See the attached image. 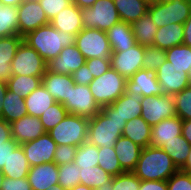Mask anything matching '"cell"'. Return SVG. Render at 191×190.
<instances>
[{
    "mask_svg": "<svg viewBox=\"0 0 191 190\" xmlns=\"http://www.w3.org/2000/svg\"><path fill=\"white\" fill-rule=\"evenodd\" d=\"M18 146L19 144L13 138L4 142V145H0V169H2L5 162H7L10 152L14 151Z\"/></svg>",
    "mask_w": 191,
    "mask_h": 190,
    "instance_id": "obj_52",
    "label": "cell"
},
{
    "mask_svg": "<svg viewBox=\"0 0 191 190\" xmlns=\"http://www.w3.org/2000/svg\"><path fill=\"white\" fill-rule=\"evenodd\" d=\"M12 138L20 145L46 133L39 117L26 115L10 123Z\"/></svg>",
    "mask_w": 191,
    "mask_h": 190,
    "instance_id": "obj_19",
    "label": "cell"
},
{
    "mask_svg": "<svg viewBox=\"0 0 191 190\" xmlns=\"http://www.w3.org/2000/svg\"><path fill=\"white\" fill-rule=\"evenodd\" d=\"M168 190H191V174L178 170L167 180Z\"/></svg>",
    "mask_w": 191,
    "mask_h": 190,
    "instance_id": "obj_46",
    "label": "cell"
},
{
    "mask_svg": "<svg viewBox=\"0 0 191 190\" xmlns=\"http://www.w3.org/2000/svg\"><path fill=\"white\" fill-rule=\"evenodd\" d=\"M131 26L138 44L145 47L152 46L154 44V38L158 27L153 22L148 12L138 20L134 21Z\"/></svg>",
    "mask_w": 191,
    "mask_h": 190,
    "instance_id": "obj_32",
    "label": "cell"
},
{
    "mask_svg": "<svg viewBox=\"0 0 191 190\" xmlns=\"http://www.w3.org/2000/svg\"><path fill=\"white\" fill-rule=\"evenodd\" d=\"M86 62L85 57L75 44L64 47L54 59L47 62V71L55 74L72 75Z\"/></svg>",
    "mask_w": 191,
    "mask_h": 190,
    "instance_id": "obj_16",
    "label": "cell"
},
{
    "mask_svg": "<svg viewBox=\"0 0 191 190\" xmlns=\"http://www.w3.org/2000/svg\"><path fill=\"white\" fill-rule=\"evenodd\" d=\"M47 190H66V189L63 188L60 184H56V185L49 187Z\"/></svg>",
    "mask_w": 191,
    "mask_h": 190,
    "instance_id": "obj_63",
    "label": "cell"
},
{
    "mask_svg": "<svg viewBox=\"0 0 191 190\" xmlns=\"http://www.w3.org/2000/svg\"><path fill=\"white\" fill-rule=\"evenodd\" d=\"M30 167L43 163L54 162L57 143L46 132L35 140L20 144Z\"/></svg>",
    "mask_w": 191,
    "mask_h": 190,
    "instance_id": "obj_14",
    "label": "cell"
},
{
    "mask_svg": "<svg viewBox=\"0 0 191 190\" xmlns=\"http://www.w3.org/2000/svg\"><path fill=\"white\" fill-rule=\"evenodd\" d=\"M183 120L178 116L164 119L152 126L151 143L152 147H161L164 143L177 139L182 135Z\"/></svg>",
    "mask_w": 191,
    "mask_h": 190,
    "instance_id": "obj_21",
    "label": "cell"
},
{
    "mask_svg": "<svg viewBox=\"0 0 191 190\" xmlns=\"http://www.w3.org/2000/svg\"><path fill=\"white\" fill-rule=\"evenodd\" d=\"M160 148L168 153L177 168L181 169L186 164L191 145L182 135H179L177 139L164 143Z\"/></svg>",
    "mask_w": 191,
    "mask_h": 190,
    "instance_id": "obj_34",
    "label": "cell"
},
{
    "mask_svg": "<svg viewBox=\"0 0 191 190\" xmlns=\"http://www.w3.org/2000/svg\"><path fill=\"white\" fill-rule=\"evenodd\" d=\"M125 92H134L143 97L160 96L163 94L161 85L157 81L156 73L145 69L138 70L127 79Z\"/></svg>",
    "mask_w": 191,
    "mask_h": 190,
    "instance_id": "obj_18",
    "label": "cell"
},
{
    "mask_svg": "<svg viewBox=\"0 0 191 190\" xmlns=\"http://www.w3.org/2000/svg\"><path fill=\"white\" fill-rule=\"evenodd\" d=\"M85 64L93 74L94 78H97L108 71V69L111 67V60L96 57L87 59Z\"/></svg>",
    "mask_w": 191,
    "mask_h": 190,
    "instance_id": "obj_49",
    "label": "cell"
},
{
    "mask_svg": "<svg viewBox=\"0 0 191 190\" xmlns=\"http://www.w3.org/2000/svg\"><path fill=\"white\" fill-rule=\"evenodd\" d=\"M30 166L22 147L19 145L5 162L2 171L4 176L12 179L27 178Z\"/></svg>",
    "mask_w": 191,
    "mask_h": 190,
    "instance_id": "obj_30",
    "label": "cell"
},
{
    "mask_svg": "<svg viewBox=\"0 0 191 190\" xmlns=\"http://www.w3.org/2000/svg\"><path fill=\"white\" fill-rule=\"evenodd\" d=\"M166 60H168L171 65L184 69L188 74L191 67V47L181 44L171 47L165 50Z\"/></svg>",
    "mask_w": 191,
    "mask_h": 190,
    "instance_id": "obj_39",
    "label": "cell"
},
{
    "mask_svg": "<svg viewBox=\"0 0 191 190\" xmlns=\"http://www.w3.org/2000/svg\"><path fill=\"white\" fill-rule=\"evenodd\" d=\"M75 45L85 59H110L112 51L106 31L95 28H83L75 39Z\"/></svg>",
    "mask_w": 191,
    "mask_h": 190,
    "instance_id": "obj_7",
    "label": "cell"
},
{
    "mask_svg": "<svg viewBox=\"0 0 191 190\" xmlns=\"http://www.w3.org/2000/svg\"><path fill=\"white\" fill-rule=\"evenodd\" d=\"M4 178H5L4 173L2 169H0V190H1V186H2Z\"/></svg>",
    "mask_w": 191,
    "mask_h": 190,
    "instance_id": "obj_64",
    "label": "cell"
},
{
    "mask_svg": "<svg viewBox=\"0 0 191 190\" xmlns=\"http://www.w3.org/2000/svg\"><path fill=\"white\" fill-rule=\"evenodd\" d=\"M142 1L146 2L148 5L156 3V0H142Z\"/></svg>",
    "mask_w": 191,
    "mask_h": 190,
    "instance_id": "obj_65",
    "label": "cell"
},
{
    "mask_svg": "<svg viewBox=\"0 0 191 190\" xmlns=\"http://www.w3.org/2000/svg\"><path fill=\"white\" fill-rule=\"evenodd\" d=\"M19 35L17 7L0 4V37Z\"/></svg>",
    "mask_w": 191,
    "mask_h": 190,
    "instance_id": "obj_36",
    "label": "cell"
},
{
    "mask_svg": "<svg viewBox=\"0 0 191 190\" xmlns=\"http://www.w3.org/2000/svg\"><path fill=\"white\" fill-rule=\"evenodd\" d=\"M117 158L122 169L132 172L138 162L142 147L135 144L131 139L121 135L114 145Z\"/></svg>",
    "mask_w": 191,
    "mask_h": 190,
    "instance_id": "obj_26",
    "label": "cell"
},
{
    "mask_svg": "<svg viewBox=\"0 0 191 190\" xmlns=\"http://www.w3.org/2000/svg\"><path fill=\"white\" fill-rule=\"evenodd\" d=\"M121 21L132 24L148 12L149 5L142 0H113Z\"/></svg>",
    "mask_w": 191,
    "mask_h": 190,
    "instance_id": "obj_33",
    "label": "cell"
},
{
    "mask_svg": "<svg viewBox=\"0 0 191 190\" xmlns=\"http://www.w3.org/2000/svg\"><path fill=\"white\" fill-rule=\"evenodd\" d=\"M88 127V118L67 114L61 122L48 131V134L57 145L78 147L87 141Z\"/></svg>",
    "mask_w": 191,
    "mask_h": 190,
    "instance_id": "obj_5",
    "label": "cell"
},
{
    "mask_svg": "<svg viewBox=\"0 0 191 190\" xmlns=\"http://www.w3.org/2000/svg\"><path fill=\"white\" fill-rule=\"evenodd\" d=\"M70 190H95V189H93V188H91V187H88V186H86V185H83V184H77V185H75L72 189H70Z\"/></svg>",
    "mask_w": 191,
    "mask_h": 190,
    "instance_id": "obj_62",
    "label": "cell"
},
{
    "mask_svg": "<svg viewBox=\"0 0 191 190\" xmlns=\"http://www.w3.org/2000/svg\"><path fill=\"white\" fill-rule=\"evenodd\" d=\"M50 24L57 30L78 34L84 27L81 9L75 4H70L50 20Z\"/></svg>",
    "mask_w": 191,
    "mask_h": 190,
    "instance_id": "obj_22",
    "label": "cell"
},
{
    "mask_svg": "<svg viewBox=\"0 0 191 190\" xmlns=\"http://www.w3.org/2000/svg\"><path fill=\"white\" fill-rule=\"evenodd\" d=\"M12 139L10 123L0 118V145Z\"/></svg>",
    "mask_w": 191,
    "mask_h": 190,
    "instance_id": "obj_54",
    "label": "cell"
},
{
    "mask_svg": "<svg viewBox=\"0 0 191 190\" xmlns=\"http://www.w3.org/2000/svg\"><path fill=\"white\" fill-rule=\"evenodd\" d=\"M80 9L91 7L97 0H71Z\"/></svg>",
    "mask_w": 191,
    "mask_h": 190,
    "instance_id": "obj_57",
    "label": "cell"
},
{
    "mask_svg": "<svg viewBox=\"0 0 191 190\" xmlns=\"http://www.w3.org/2000/svg\"><path fill=\"white\" fill-rule=\"evenodd\" d=\"M180 170L191 174V149L188 153V159L186 161V164Z\"/></svg>",
    "mask_w": 191,
    "mask_h": 190,
    "instance_id": "obj_59",
    "label": "cell"
},
{
    "mask_svg": "<svg viewBox=\"0 0 191 190\" xmlns=\"http://www.w3.org/2000/svg\"><path fill=\"white\" fill-rule=\"evenodd\" d=\"M41 84H42V77L13 75L7 81V88L13 93L19 95L21 98L25 99Z\"/></svg>",
    "mask_w": 191,
    "mask_h": 190,
    "instance_id": "obj_35",
    "label": "cell"
},
{
    "mask_svg": "<svg viewBox=\"0 0 191 190\" xmlns=\"http://www.w3.org/2000/svg\"><path fill=\"white\" fill-rule=\"evenodd\" d=\"M184 26V39L183 44L191 47V15L183 24Z\"/></svg>",
    "mask_w": 191,
    "mask_h": 190,
    "instance_id": "obj_55",
    "label": "cell"
},
{
    "mask_svg": "<svg viewBox=\"0 0 191 190\" xmlns=\"http://www.w3.org/2000/svg\"><path fill=\"white\" fill-rule=\"evenodd\" d=\"M166 61L165 50L156 46H146L143 56V69L156 72L157 69Z\"/></svg>",
    "mask_w": 191,
    "mask_h": 190,
    "instance_id": "obj_43",
    "label": "cell"
},
{
    "mask_svg": "<svg viewBox=\"0 0 191 190\" xmlns=\"http://www.w3.org/2000/svg\"><path fill=\"white\" fill-rule=\"evenodd\" d=\"M183 24L171 23L166 26L159 27L154 38L153 46L162 50L170 49L173 46L183 44L184 39Z\"/></svg>",
    "mask_w": 191,
    "mask_h": 190,
    "instance_id": "obj_28",
    "label": "cell"
},
{
    "mask_svg": "<svg viewBox=\"0 0 191 190\" xmlns=\"http://www.w3.org/2000/svg\"><path fill=\"white\" fill-rule=\"evenodd\" d=\"M176 116L180 119H191V85L174 94Z\"/></svg>",
    "mask_w": 191,
    "mask_h": 190,
    "instance_id": "obj_44",
    "label": "cell"
},
{
    "mask_svg": "<svg viewBox=\"0 0 191 190\" xmlns=\"http://www.w3.org/2000/svg\"><path fill=\"white\" fill-rule=\"evenodd\" d=\"M142 97L134 92H125L111 105L103 106L101 111L105 115H118L127 122L141 117Z\"/></svg>",
    "mask_w": 191,
    "mask_h": 190,
    "instance_id": "obj_17",
    "label": "cell"
},
{
    "mask_svg": "<svg viewBox=\"0 0 191 190\" xmlns=\"http://www.w3.org/2000/svg\"><path fill=\"white\" fill-rule=\"evenodd\" d=\"M63 106L68 114L79 115L88 119L93 118L101 108L95 102L88 85L73 84L70 87L68 98Z\"/></svg>",
    "mask_w": 191,
    "mask_h": 190,
    "instance_id": "obj_10",
    "label": "cell"
},
{
    "mask_svg": "<svg viewBox=\"0 0 191 190\" xmlns=\"http://www.w3.org/2000/svg\"><path fill=\"white\" fill-rule=\"evenodd\" d=\"M38 2L40 3V6L44 10L49 21L56 16L58 12L72 3L71 0H38Z\"/></svg>",
    "mask_w": 191,
    "mask_h": 190,
    "instance_id": "obj_47",
    "label": "cell"
},
{
    "mask_svg": "<svg viewBox=\"0 0 191 190\" xmlns=\"http://www.w3.org/2000/svg\"><path fill=\"white\" fill-rule=\"evenodd\" d=\"M72 78L75 84L89 85L94 79L93 74L90 72L86 64L80 66L74 73H72Z\"/></svg>",
    "mask_w": 191,
    "mask_h": 190,
    "instance_id": "obj_51",
    "label": "cell"
},
{
    "mask_svg": "<svg viewBox=\"0 0 191 190\" xmlns=\"http://www.w3.org/2000/svg\"><path fill=\"white\" fill-rule=\"evenodd\" d=\"M74 162L80 168L98 166V147L88 141L77 147Z\"/></svg>",
    "mask_w": 191,
    "mask_h": 190,
    "instance_id": "obj_40",
    "label": "cell"
},
{
    "mask_svg": "<svg viewBox=\"0 0 191 190\" xmlns=\"http://www.w3.org/2000/svg\"><path fill=\"white\" fill-rule=\"evenodd\" d=\"M24 100L28 115L35 117H40L51 105L56 103V100L42 84Z\"/></svg>",
    "mask_w": 191,
    "mask_h": 190,
    "instance_id": "obj_29",
    "label": "cell"
},
{
    "mask_svg": "<svg viewBox=\"0 0 191 190\" xmlns=\"http://www.w3.org/2000/svg\"><path fill=\"white\" fill-rule=\"evenodd\" d=\"M58 184L66 190L80 184V167L75 162L58 166Z\"/></svg>",
    "mask_w": 191,
    "mask_h": 190,
    "instance_id": "obj_41",
    "label": "cell"
},
{
    "mask_svg": "<svg viewBox=\"0 0 191 190\" xmlns=\"http://www.w3.org/2000/svg\"><path fill=\"white\" fill-rule=\"evenodd\" d=\"M174 116H176L174 95L162 94L160 96L142 97L141 117L150 126Z\"/></svg>",
    "mask_w": 191,
    "mask_h": 190,
    "instance_id": "obj_11",
    "label": "cell"
},
{
    "mask_svg": "<svg viewBox=\"0 0 191 190\" xmlns=\"http://www.w3.org/2000/svg\"><path fill=\"white\" fill-rule=\"evenodd\" d=\"M188 79H189V81L191 83V67H190L189 72H188Z\"/></svg>",
    "mask_w": 191,
    "mask_h": 190,
    "instance_id": "obj_67",
    "label": "cell"
},
{
    "mask_svg": "<svg viewBox=\"0 0 191 190\" xmlns=\"http://www.w3.org/2000/svg\"><path fill=\"white\" fill-rule=\"evenodd\" d=\"M84 28L109 30L120 17L113 0H97L91 7L81 9Z\"/></svg>",
    "mask_w": 191,
    "mask_h": 190,
    "instance_id": "obj_6",
    "label": "cell"
},
{
    "mask_svg": "<svg viewBox=\"0 0 191 190\" xmlns=\"http://www.w3.org/2000/svg\"><path fill=\"white\" fill-rule=\"evenodd\" d=\"M73 84L72 75L55 74L46 70L42 77V85L53 96L56 102L62 105L66 98H68L70 87Z\"/></svg>",
    "mask_w": 191,
    "mask_h": 190,
    "instance_id": "obj_24",
    "label": "cell"
},
{
    "mask_svg": "<svg viewBox=\"0 0 191 190\" xmlns=\"http://www.w3.org/2000/svg\"><path fill=\"white\" fill-rule=\"evenodd\" d=\"M111 51H126L137 42L130 23L120 21L106 31Z\"/></svg>",
    "mask_w": 191,
    "mask_h": 190,
    "instance_id": "obj_25",
    "label": "cell"
},
{
    "mask_svg": "<svg viewBox=\"0 0 191 190\" xmlns=\"http://www.w3.org/2000/svg\"><path fill=\"white\" fill-rule=\"evenodd\" d=\"M179 169L169 154L160 147L142 148L135 169L132 171L141 181H167Z\"/></svg>",
    "mask_w": 191,
    "mask_h": 190,
    "instance_id": "obj_2",
    "label": "cell"
},
{
    "mask_svg": "<svg viewBox=\"0 0 191 190\" xmlns=\"http://www.w3.org/2000/svg\"><path fill=\"white\" fill-rule=\"evenodd\" d=\"M76 34L55 29L51 24L41 26L23 36V41L35 49L47 63L54 59L64 47L75 44Z\"/></svg>",
    "mask_w": 191,
    "mask_h": 190,
    "instance_id": "obj_1",
    "label": "cell"
},
{
    "mask_svg": "<svg viewBox=\"0 0 191 190\" xmlns=\"http://www.w3.org/2000/svg\"><path fill=\"white\" fill-rule=\"evenodd\" d=\"M139 190H168L167 181L146 180L141 181Z\"/></svg>",
    "mask_w": 191,
    "mask_h": 190,
    "instance_id": "obj_53",
    "label": "cell"
},
{
    "mask_svg": "<svg viewBox=\"0 0 191 190\" xmlns=\"http://www.w3.org/2000/svg\"><path fill=\"white\" fill-rule=\"evenodd\" d=\"M22 42L23 37L19 35L0 37V81L7 83L13 76L11 62Z\"/></svg>",
    "mask_w": 191,
    "mask_h": 190,
    "instance_id": "obj_23",
    "label": "cell"
},
{
    "mask_svg": "<svg viewBox=\"0 0 191 190\" xmlns=\"http://www.w3.org/2000/svg\"><path fill=\"white\" fill-rule=\"evenodd\" d=\"M141 180L133 172H123L113 177L112 190H139Z\"/></svg>",
    "mask_w": 191,
    "mask_h": 190,
    "instance_id": "obj_45",
    "label": "cell"
},
{
    "mask_svg": "<svg viewBox=\"0 0 191 190\" xmlns=\"http://www.w3.org/2000/svg\"><path fill=\"white\" fill-rule=\"evenodd\" d=\"M77 147L70 145H57L54 152V162L59 165H64L74 162Z\"/></svg>",
    "mask_w": 191,
    "mask_h": 190,
    "instance_id": "obj_48",
    "label": "cell"
},
{
    "mask_svg": "<svg viewBox=\"0 0 191 190\" xmlns=\"http://www.w3.org/2000/svg\"><path fill=\"white\" fill-rule=\"evenodd\" d=\"M68 114L66 108L56 102L51 105L46 112H44L39 118L46 132L54 128L64 117Z\"/></svg>",
    "mask_w": 191,
    "mask_h": 190,
    "instance_id": "obj_42",
    "label": "cell"
},
{
    "mask_svg": "<svg viewBox=\"0 0 191 190\" xmlns=\"http://www.w3.org/2000/svg\"><path fill=\"white\" fill-rule=\"evenodd\" d=\"M23 1L24 0H0V4L18 7Z\"/></svg>",
    "mask_w": 191,
    "mask_h": 190,
    "instance_id": "obj_60",
    "label": "cell"
},
{
    "mask_svg": "<svg viewBox=\"0 0 191 190\" xmlns=\"http://www.w3.org/2000/svg\"><path fill=\"white\" fill-rule=\"evenodd\" d=\"M113 178L100 166L80 168V184L86 185L93 189L100 187Z\"/></svg>",
    "mask_w": 191,
    "mask_h": 190,
    "instance_id": "obj_37",
    "label": "cell"
},
{
    "mask_svg": "<svg viewBox=\"0 0 191 190\" xmlns=\"http://www.w3.org/2000/svg\"><path fill=\"white\" fill-rule=\"evenodd\" d=\"M98 166L113 177L125 172L119 163L114 146L98 148Z\"/></svg>",
    "mask_w": 191,
    "mask_h": 190,
    "instance_id": "obj_38",
    "label": "cell"
},
{
    "mask_svg": "<svg viewBox=\"0 0 191 190\" xmlns=\"http://www.w3.org/2000/svg\"><path fill=\"white\" fill-rule=\"evenodd\" d=\"M145 46L136 43L126 51H112L111 67L121 76L129 79L138 70L143 69V56Z\"/></svg>",
    "mask_w": 191,
    "mask_h": 190,
    "instance_id": "obj_12",
    "label": "cell"
},
{
    "mask_svg": "<svg viewBox=\"0 0 191 190\" xmlns=\"http://www.w3.org/2000/svg\"><path fill=\"white\" fill-rule=\"evenodd\" d=\"M32 190H47L58 184V165L55 162L32 166L27 175Z\"/></svg>",
    "mask_w": 191,
    "mask_h": 190,
    "instance_id": "obj_20",
    "label": "cell"
},
{
    "mask_svg": "<svg viewBox=\"0 0 191 190\" xmlns=\"http://www.w3.org/2000/svg\"><path fill=\"white\" fill-rule=\"evenodd\" d=\"M46 64L39 53L23 41L11 62L12 75L43 77Z\"/></svg>",
    "mask_w": 191,
    "mask_h": 190,
    "instance_id": "obj_9",
    "label": "cell"
},
{
    "mask_svg": "<svg viewBox=\"0 0 191 190\" xmlns=\"http://www.w3.org/2000/svg\"><path fill=\"white\" fill-rule=\"evenodd\" d=\"M112 186H113V178L107 183L102 184L100 187L96 188L95 190H112Z\"/></svg>",
    "mask_w": 191,
    "mask_h": 190,
    "instance_id": "obj_61",
    "label": "cell"
},
{
    "mask_svg": "<svg viewBox=\"0 0 191 190\" xmlns=\"http://www.w3.org/2000/svg\"><path fill=\"white\" fill-rule=\"evenodd\" d=\"M173 0H156V3H169L172 2Z\"/></svg>",
    "mask_w": 191,
    "mask_h": 190,
    "instance_id": "obj_66",
    "label": "cell"
},
{
    "mask_svg": "<svg viewBox=\"0 0 191 190\" xmlns=\"http://www.w3.org/2000/svg\"><path fill=\"white\" fill-rule=\"evenodd\" d=\"M125 119L118 115H105L101 110L89 119L87 141L99 147H113L122 135Z\"/></svg>",
    "mask_w": 191,
    "mask_h": 190,
    "instance_id": "obj_3",
    "label": "cell"
},
{
    "mask_svg": "<svg viewBox=\"0 0 191 190\" xmlns=\"http://www.w3.org/2000/svg\"><path fill=\"white\" fill-rule=\"evenodd\" d=\"M1 190H32L27 178L12 179L5 177Z\"/></svg>",
    "mask_w": 191,
    "mask_h": 190,
    "instance_id": "obj_50",
    "label": "cell"
},
{
    "mask_svg": "<svg viewBox=\"0 0 191 190\" xmlns=\"http://www.w3.org/2000/svg\"><path fill=\"white\" fill-rule=\"evenodd\" d=\"M26 115H28V112L25 100L7 89L0 118L4 119L7 123H12Z\"/></svg>",
    "mask_w": 191,
    "mask_h": 190,
    "instance_id": "obj_31",
    "label": "cell"
},
{
    "mask_svg": "<svg viewBox=\"0 0 191 190\" xmlns=\"http://www.w3.org/2000/svg\"><path fill=\"white\" fill-rule=\"evenodd\" d=\"M163 94H176L191 85L184 69L177 68L166 60L155 72Z\"/></svg>",
    "mask_w": 191,
    "mask_h": 190,
    "instance_id": "obj_15",
    "label": "cell"
},
{
    "mask_svg": "<svg viewBox=\"0 0 191 190\" xmlns=\"http://www.w3.org/2000/svg\"><path fill=\"white\" fill-rule=\"evenodd\" d=\"M100 108L111 105L126 91L127 79L112 67L88 85Z\"/></svg>",
    "mask_w": 191,
    "mask_h": 190,
    "instance_id": "obj_4",
    "label": "cell"
},
{
    "mask_svg": "<svg viewBox=\"0 0 191 190\" xmlns=\"http://www.w3.org/2000/svg\"><path fill=\"white\" fill-rule=\"evenodd\" d=\"M7 89V83L0 81V116L2 114V105Z\"/></svg>",
    "mask_w": 191,
    "mask_h": 190,
    "instance_id": "obj_58",
    "label": "cell"
},
{
    "mask_svg": "<svg viewBox=\"0 0 191 190\" xmlns=\"http://www.w3.org/2000/svg\"><path fill=\"white\" fill-rule=\"evenodd\" d=\"M182 136L191 145V119L184 120L182 125Z\"/></svg>",
    "mask_w": 191,
    "mask_h": 190,
    "instance_id": "obj_56",
    "label": "cell"
},
{
    "mask_svg": "<svg viewBox=\"0 0 191 190\" xmlns=\"http://www.w3.org/2000/svg\"><path fill=\"white\" fill-rule=\"evenodd\" d=\"M148 13L158 28L171 23L184 24L191 15V4L187 0L154 3L149 5Z\"/></svg>",
    "mask_w": 191,
    "mask_h": 190,
    "instance_id": "obj_8",
    "label": "cell"
},
{
    "mask_svg": "<svg viewBox=\"0 0 191 190\" xmlns=\"http://www.w3.org/2000/svg\"><path fill=\"white\" fill-rule=\"evenodd\" d=\"M19 36L36 30L41 26L50 24L38 0H24L18 7Z\"/></svg>",
    "mask_w": 191,
    "mask_h": 190,
    "instance_id": "obj_13",
    "label": "cell"
},
{
    "mask_svg": "<svg viewBox=\"0 0 191 190\" xmlns=\"http://www.w3.org/2000/svg\"><path fill=\"white\" fill-rule=\"evenodd\" d=\"M152 126L142 117H137L126 122L122 135L131 139L142 148L150 146Z\"/></svg>",
    "mask_w": 191,
    "mask_h": 190,
    "instance_id": "obj_27",
    "label": "cell"
}]
</instances>
